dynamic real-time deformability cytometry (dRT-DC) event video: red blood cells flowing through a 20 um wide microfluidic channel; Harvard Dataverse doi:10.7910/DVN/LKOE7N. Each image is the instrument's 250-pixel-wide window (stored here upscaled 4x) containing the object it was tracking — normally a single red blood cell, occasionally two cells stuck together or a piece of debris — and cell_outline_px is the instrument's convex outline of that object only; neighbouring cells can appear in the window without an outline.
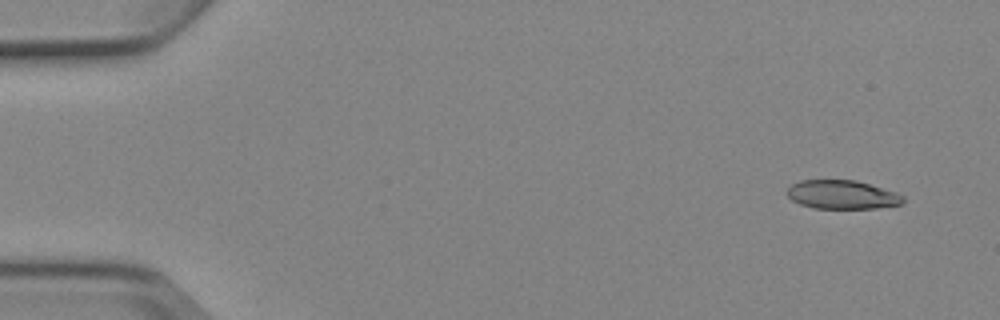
{"species": "Egyptian fruit bat (a non-hibernating species)", "species_latin": "Rousettus aegyptiacus", "temperature_condition": "cold", "stored_images_in_passage": 6, "camera_frame_rate_fps": 3000, "um_per_image_px": 0.085, "animal": {"sex": "female"}, "frame": {"image": 1, "passage_image": 1, "time_ms": 0.0, "image_size_px": [1000, 320], "cell_outline_px": [[904, 200], [900, 204], [876, 208], [812, 208], [800, 204], [792, 200], [788, 196], [788, 188], [792, 184], [800, 180], [856, 180], [896, 192], [904, 196]], "centroid_in_image_um": [71.57, 16.54], "position_along_channel_um": 13.4, "area_um2": 19.31}}
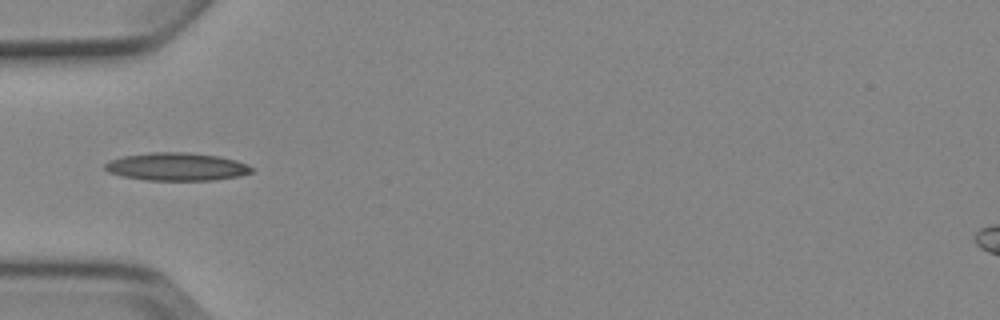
{"frame": {"image": 2, "passage_image": 5, "time_ms": 4.667, "image_size_px": [1000, 320], "cell_outline_px": [[252, 172], [240, 176], [212, 180], [144, 180], [120, 176], [108, 172], [104, 168], [104, 164], [108, 160], [124, 156], [148, 152], [188, 152], [220, 156], [236, 160], [252, 168]], "centroid_in_image_um": [14.96, 14.16], "position_along_channel_um": 70.0, "area_um2": 23.99}}
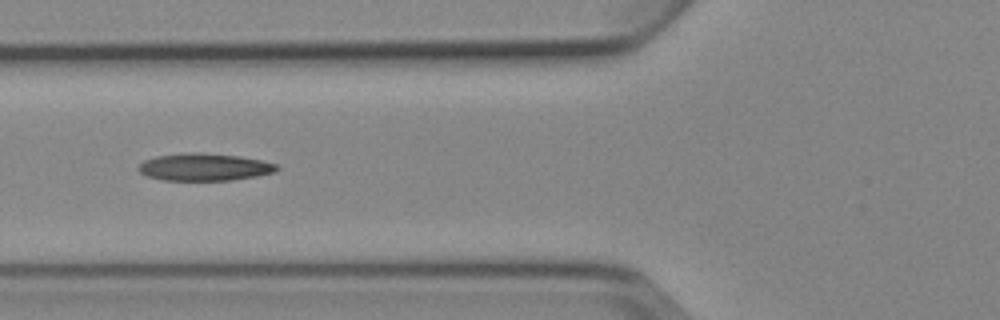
{"frame": {"image": 3, "passage_image": 6, "time_ms": 5.667, "image_size_px": [1000, 320], "cell_outline_px": [[280, 168], [276, 172], [256, 176], [232, 180], [164, 180], [148, 176], [140, 172], [136, 168], [144, 160], [156, 156], [192, 152], [200, 152], [240, 156], [260, 160], [276, 164]], "centroid_in_image_um": [17.38, 14.19], "position_along_channel_um": 108.4, "area_um2": 22.02}}